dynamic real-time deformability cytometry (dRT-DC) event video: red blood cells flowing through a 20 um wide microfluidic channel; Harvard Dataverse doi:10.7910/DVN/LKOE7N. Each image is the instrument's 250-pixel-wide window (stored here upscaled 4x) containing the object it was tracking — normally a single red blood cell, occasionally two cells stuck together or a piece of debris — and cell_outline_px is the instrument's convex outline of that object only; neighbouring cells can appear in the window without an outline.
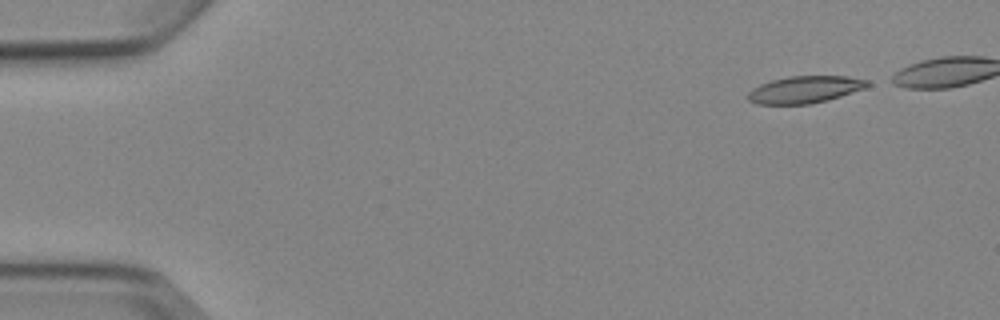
{"species": "Egyptian fruit bat (a non-hibernating species)", "species_latin": "Rousettus aegyptiacus", "temperature_condition": "cold", "stored_images_in_passage": 5, "camera_frame_rate_fps": 3000, "um_per_image_px": 0.085, "animal": {"sex": "female"}, "frame": {"image": 1, "passage_image": 1, "time_ms": 0.0, "image_size_px": [1000, 320], "cell_outline_px": [[872, 84], [864, 88], [828, 100], [808, 104], [756, 104], [748, 100], [748, 92], [752, 88], [760, 84], [772, 80], [788, 76], [848, 76], [868, 80]], "centroid_in_image_um": [68.4, 7.6], "position_along_channel_um": 16.6, "area_um2": 18.84}}